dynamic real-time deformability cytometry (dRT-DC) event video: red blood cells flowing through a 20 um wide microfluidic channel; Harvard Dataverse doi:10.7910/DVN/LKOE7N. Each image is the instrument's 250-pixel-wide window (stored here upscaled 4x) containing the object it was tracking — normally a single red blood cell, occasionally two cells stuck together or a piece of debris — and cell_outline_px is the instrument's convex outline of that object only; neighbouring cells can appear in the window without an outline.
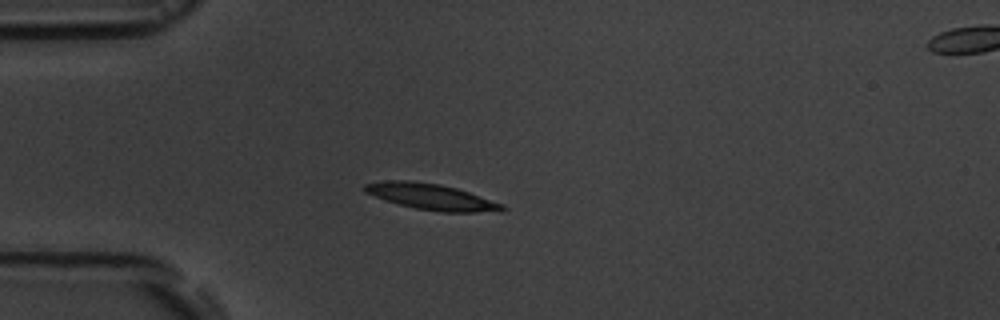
{"species": "common noctule bat (a hibernating species)", "species_latin": "Nyctalus noctula", "temperature_condition": "room temperature", "stored_images_in_passage": 1, "camera_frame_rate_fps": 3000, "um_per_image_px": 0.085, "animal": {"sex": "male", "body_mass_g": 19.5, "forearm_length_mm": 54.6}, "frame": {"image": 1, "passage_image": 1, "time_ms": 0.0, "image_size_px": [1000, 320], "cell_outline_px": [[508, 208], [500, 212], [440, 212], [416, 208], [384, 200], [364, 192], [364, 184], [384, 180], [408, 180], [440, 184], [456, 188], [504, 204]], "centroid_in_image_um": [36.68, 16.73], "position_along_channel_um": 48.3, "area_um2": 20.92}}